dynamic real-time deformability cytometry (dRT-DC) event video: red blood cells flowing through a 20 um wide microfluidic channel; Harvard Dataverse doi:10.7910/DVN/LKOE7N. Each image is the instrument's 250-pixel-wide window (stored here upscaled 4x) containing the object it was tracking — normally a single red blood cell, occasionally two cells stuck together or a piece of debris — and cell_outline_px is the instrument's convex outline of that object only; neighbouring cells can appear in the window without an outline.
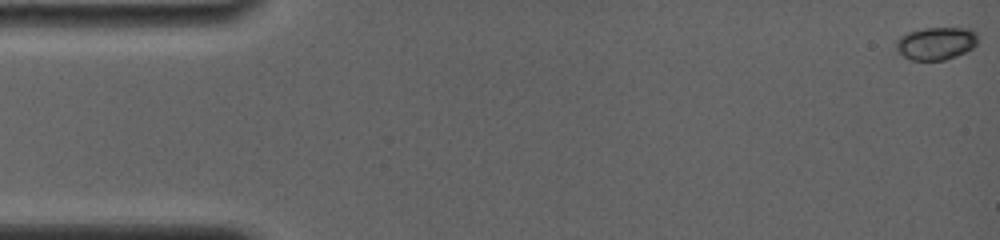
{"species": "common noctule bat (a hibernating species)", "species_latin": "Nyctalus noctula", "temperature_condition": "room temperature", "stored_images_in_passage": 16, "camera_frame_rate_fps": 4000, "um_per_image_px": 0.085, "animal": {"sex": "female", "body_mass_g": 19.0, "forearm_length_mm": 56.7}, "frame": {"image": 1, "passage_image": 1, "time_ms": 0.0, "image_size_px": [1000, 240], "cell_outline_px": [[976, 44], [972, 48], [956, 56], [944, 60], [912, 60], [896, 52], [896, 40], [900, 36], [908, 32], [924, 28], [972, 28], [976, 32]], "centroid_in_image_um": [79.54, 3.68], "position_along_channel_um": 5.5, "area_um2": 15.61}}
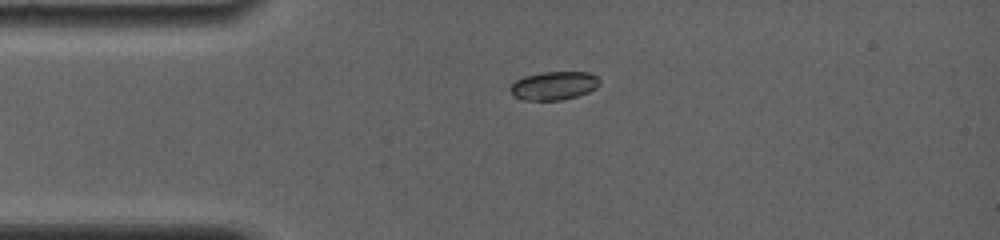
{"frame": {"image": 2, "passage_image": 10, "time_ms": 3.75, "image_size_px": [1000, 240], "cell_outline_px": [[600, 84], [596, 88], [588, 92], [576, 96], [560, 100], [520, 100], [512, 96], [508, 88], [516, 80], [524, 76], [544, 72], [588, 72], [596, 76], [600, 80]], "centroid_in_image_um": [47.04, 7.29], "position_along_channel_um": 38.0, "area_um2": 14.91}}
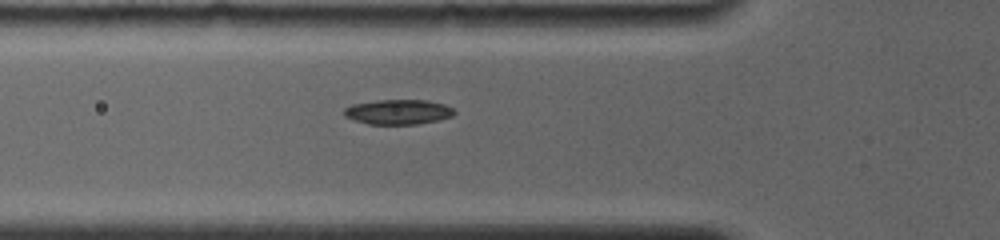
{"frame": {"image": 3, "passage_image": 16, "time_ms": 5.75, "image_size_px": [1000, 240], "cell_outline_px": [[456, 112], [452, 116], [436, 120], [416, 124], [368, 124], [344, 116], [344, 108], [352, 104], [376, 100], [428, 100], [444, 104], [452, 108]], "centroid_in_image_um": [33.83, 9.5], "position_along_channel_um": 92.0, "area_um2": 15.9}}